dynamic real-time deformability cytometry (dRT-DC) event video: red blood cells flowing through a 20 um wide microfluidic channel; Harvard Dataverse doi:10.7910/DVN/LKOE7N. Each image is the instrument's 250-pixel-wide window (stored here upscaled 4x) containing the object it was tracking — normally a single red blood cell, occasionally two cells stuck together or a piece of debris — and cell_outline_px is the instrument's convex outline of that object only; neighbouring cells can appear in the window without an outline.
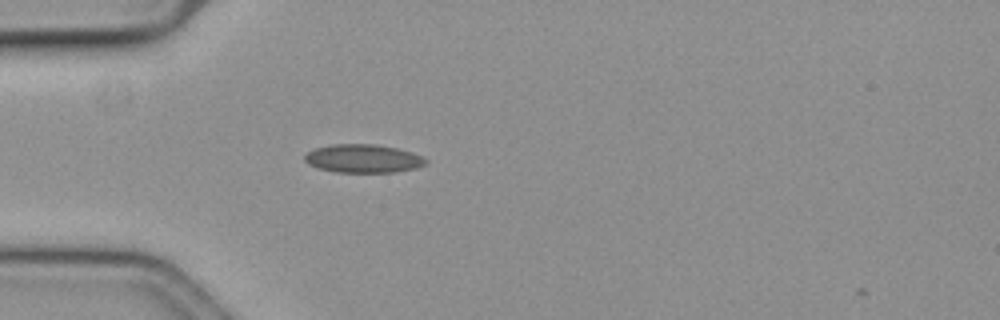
{"species": "common noctule bat (a hibernating species)", "species_latin": "Nyctalus noctula", "temperature_condition": "cold", "stored_images_in_passage": 42, "camera_frame_rate_fps": 3000, "um_per_image_px": 0.085, "animal": {"sex": "female", "body_mass_g": 19.3, "forearm_length_mm": 54.1}, "frame": {"image": 1, "passage_image": 2, "time_ms": 0.333, "image_size_px": [1000, 320], "cell_outline_px": [[428, 164], [416, 168], [396, 172], [336, 172], [320, 168], [308, 164], [304, 160], [304, 156], [308, 152], [316, 148], [332, 144], [376, 144], [396, 148], [412, 152], [428, 160]], "centroid_in_image_um": [30.89, 13.48], "position_along_channel_um": 54.1, "area_um2": 20.0}}
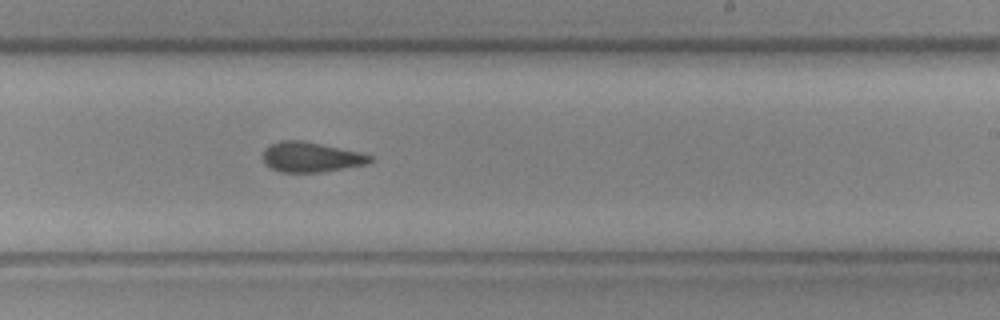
{"frame": {"image": 2, "passage_image": 20, "time_ms": 6.333, "image_size_px": [1000, 320], "cell_outline_px": [[376, 160], [368, 164], [320, 172], [280, 172], [264, 164], [264, 148], [280, 140], [300, 140], [360, 152], [372, 156]], "centroid_in_image_um": [26.45, 13.36], "position_along_channel_um": 262.5, "area_um2": 18.67}}
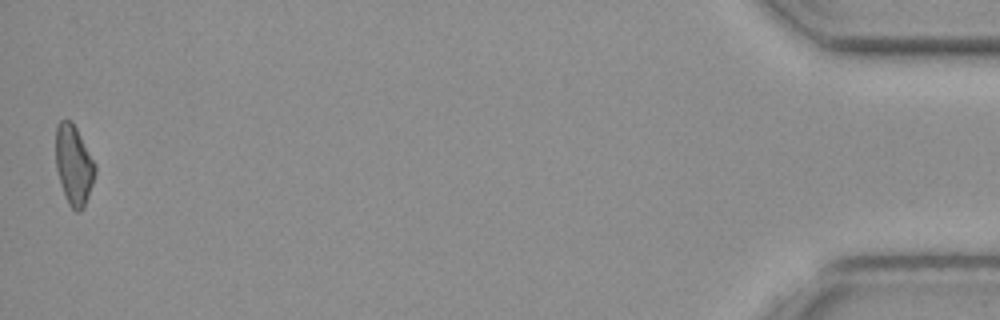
{"frame": {"image": 3, "passage_image": 42, "time_ms": 13.667, "image_size_px": [1000, 320], "cell_outline_px": [[96, 172], [84, 208], [80, 212], [76, 212], [68, 204], [64, 196], [56, 168], [56, 128], [60, 120], [72, 120], [96, 164]], "centroid_in_image_um": [6.27, 14.04], "position_along_channel_um": 428.9, "area_um2": 18.38}, "authors_computed_cell_mechanics": {"area_um2": 18.9295, "velocity_mm_per_s": 3.6214, "shape_relaxation_time_tau1_ms": null, "shape_relaxation_time_tau2_ms": 7.178, "deformation_change_tau1": null, "deformation_change_tau2": 0.1235}}